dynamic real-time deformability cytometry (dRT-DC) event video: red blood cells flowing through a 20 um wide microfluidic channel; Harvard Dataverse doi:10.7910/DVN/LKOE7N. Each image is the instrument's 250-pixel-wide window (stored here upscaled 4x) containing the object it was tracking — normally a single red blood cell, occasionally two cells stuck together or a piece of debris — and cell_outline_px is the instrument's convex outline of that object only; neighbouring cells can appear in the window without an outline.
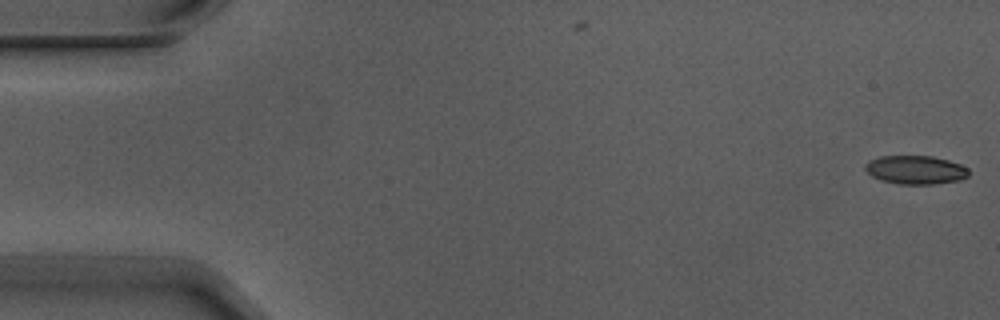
{"species": "Egyptian fruit bat (a non-hibernating species)", "species_latin": "Rousettus aegyptiacus", "temperature_condition": "warm", "stored_images_in_passage": 5, "camera_frame_rate_fps": 3000, "um_per_image_px": 0.085, "animal": {"sex": "male"}, "frame": {"image": 1, "passage_image": 1, "time_ms": 0.0, "image_size_px": [1000, 320], "cell_outline_px": [[968, 176], [960, 180], [932, 184], [900, 184], [880, 180], [872, 176], [864, 168], [864, 164], [868, 160], [880, 156], [932, 156], [948, 160], [960, 164], [968, 168]], "centroid_in_image_um": [77.8, 14.43], "position_along_channel_um": 7.2, "area_um2": 17.28}}
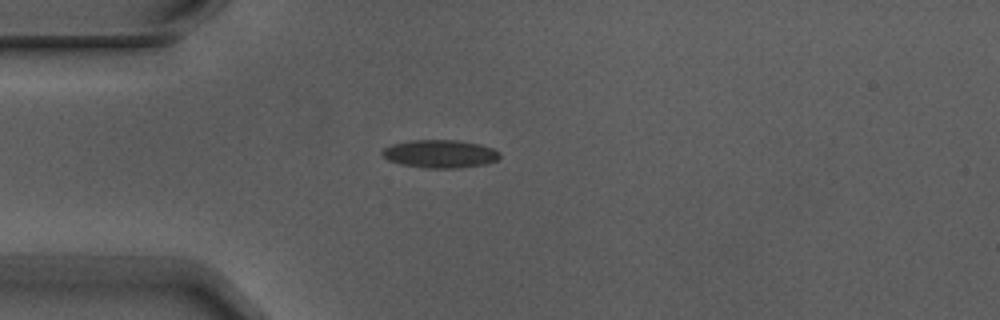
{"frame": {"image": 2, "passage_image": 5, "time_ms": 1.333, "image_size_px": [1000, 320], "cell_outline_px": [[500, 156], [496, 160], [484, 164], [456, 168], [424, 168], [400, 164], [388, 160], [380, 152], [384, 148], [392, 144], [412, 140], [456, 140], [480, 144], [492, 148], [500, 152]], "centroid_in_image_um": [37.38, 13.07], "position_along_channel_um": 47.6, "area_um2": 19.13}}